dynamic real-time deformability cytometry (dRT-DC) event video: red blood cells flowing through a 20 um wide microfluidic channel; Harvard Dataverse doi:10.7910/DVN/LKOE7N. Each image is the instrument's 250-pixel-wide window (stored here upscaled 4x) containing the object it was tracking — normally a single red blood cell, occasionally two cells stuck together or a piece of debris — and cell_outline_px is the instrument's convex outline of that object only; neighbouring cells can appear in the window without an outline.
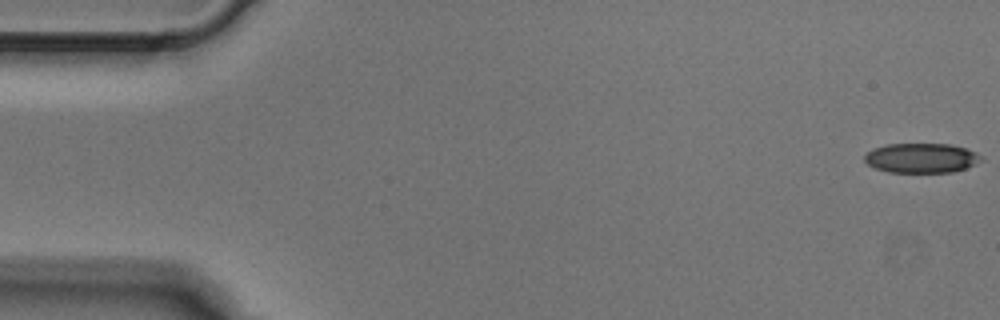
{"species": "Egyptian fruit bat (a non-hibernating species)", "species_latin": "Rousettus aegyptiacus", "temperature_condition": "cold", "stored_images_in_passage": 6, "camera_frame_rate_fps": 3000, "um_per_image_px": 0.085, "animal": {"sex": "male"}, "frame": {"image": 1, "passage_image": 1, "time_ms": 0.0, "image_size_px": [1000, 320], "cell_outline_px": [[984, 160], [964, 168], [952, 172], [888, 172], [876, 168], [868, 164], [864, 160], [864, 156], [872, 148], [888, 144], [948, 144], [964, 148], [976, 152], [984, 156]], "centroid_in_image_um": [78.32, 13.43], "position_along_channel_um": 6.7, "area_um2": 20.11}}
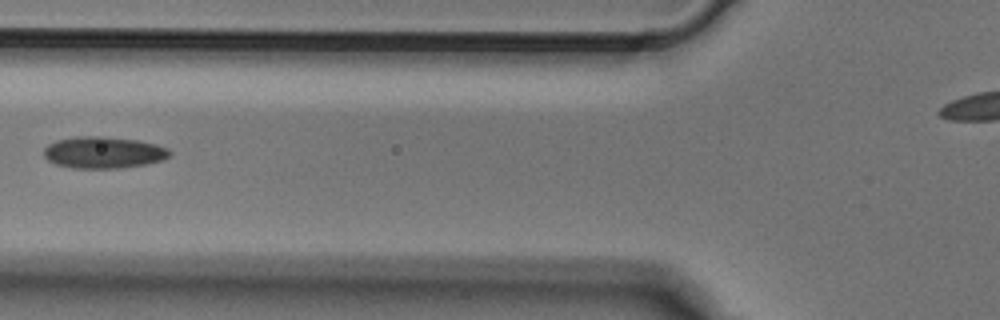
{"frame": {"image": 2, "passage_image": 6, "time_ms": 1.667, "image_size_px": [1000, 320], "cell_outline_px": [[172, 156], [164, 160], [144, 164], [120, 168], [72, 168], [56, 164], [48, 160], [44, 156], [44, 148], [48, 144], [56, 140], [76, 136], [104, 136], [140, 140], [156, 144], [168, 148], [172, 152]], "centroid_in_image_um": [8.83, 12.95], "position_along_channel_um": 117.0, "area_um2": 23.52}}